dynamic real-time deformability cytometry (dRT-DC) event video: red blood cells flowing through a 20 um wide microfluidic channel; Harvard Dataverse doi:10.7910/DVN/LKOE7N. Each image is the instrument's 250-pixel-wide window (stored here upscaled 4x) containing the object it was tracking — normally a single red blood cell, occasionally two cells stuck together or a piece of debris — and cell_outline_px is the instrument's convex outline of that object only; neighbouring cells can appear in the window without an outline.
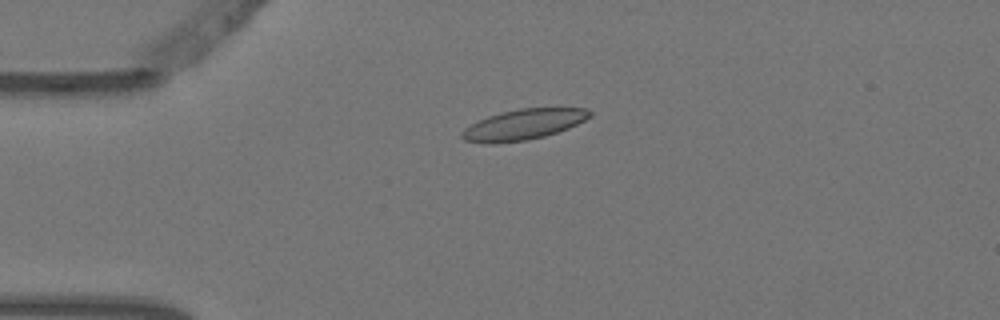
{"species": "Egyptian fruit bat (a non-hibernating species)", "species_latin": "Rousettus aegyptiacus", "temperature_condition": "warm", "stored_images_in_passage": 5, "camera_frame_rate_fps": 3000, "um_per_image_px": 0.085, "animal": {"sex": "female"}, "frame": {"image": 1, "passage_image": 3, "time_ms": 0.667, "image_size_px": [1000, 320], "cell_outline_px": [[592, 116], [568, 128], [544, 136], [528, 140], [492, 144], [484, 144], [464, 140], [460, 136], [460, 132], [464, 128], [488, 116], [500, 112], [520, 108], [588, 108], [592, 112]], "centroid_in_image_um": [44.47, 10.59], "position_along_channel_um": 40.5, "area_um2": 22.83}}
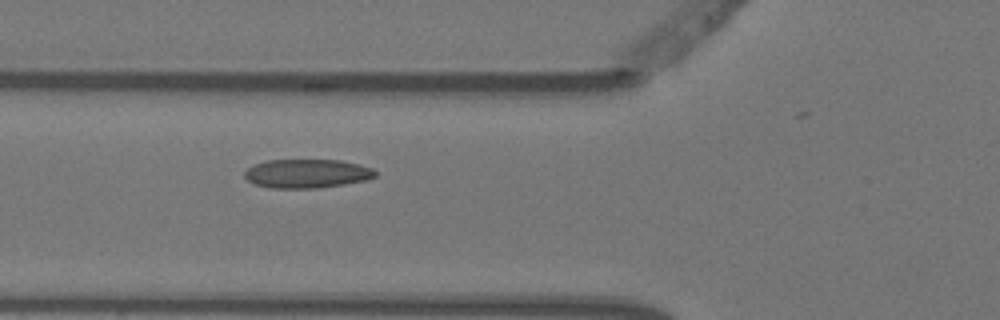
{"frame": {"image": 2, "passage_image": 5, "time_ms": 1.333, "image_size_px": [1000, 320], "cell_outline_px": [[376, 176], [368, 180], [344, 184], [316, 188], [272, 188], [252, 184], [244, 176], [244, 172], [252, 164], [268, 160], [340, 160], [360, 164], [372, 168], [376, 172]], "centroid_in_image_um": [26.08, 14.75], "position_along_channel_um": 99.7, "area_um2": 22.14}}